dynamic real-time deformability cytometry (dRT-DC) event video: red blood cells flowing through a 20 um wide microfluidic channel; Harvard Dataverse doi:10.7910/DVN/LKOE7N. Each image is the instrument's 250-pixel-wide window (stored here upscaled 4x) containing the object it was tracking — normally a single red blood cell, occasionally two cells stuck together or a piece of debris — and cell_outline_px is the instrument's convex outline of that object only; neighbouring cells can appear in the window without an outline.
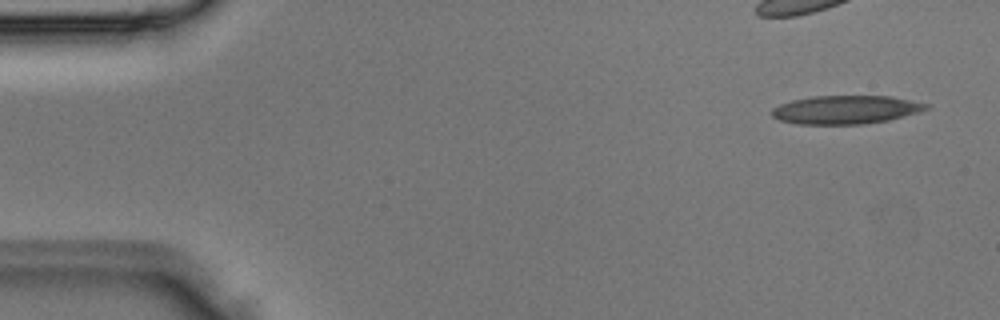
{"species": "Egyptian fruit bat (a non-hibernating species)", "species_latin": "Rousettus aegyptiacus", "temperature_condition": "room temperature", "stored_images_in_passage": 4, "camera_frame_rate_fps": 3000, "um_per_image_px": 0.085, "animal": {"sex": "male"}, "frame": {"image": 1, "passage_image": 1, "time_ms": 0.0, "image_size_px": [1000, 320], "cell_outline_px": [[932, 108], [920, 112], [888, 120], [864, 124], [796, 124], [780, 120], [772, 116], [772, 108], [780, 104], [792, 100], [812, 96], [892, 96], [932, 104]], "centroid_in_image_um": [71.95, 9.32], "position_along_channel_um": 13.0, "area_um2": 25.84}}